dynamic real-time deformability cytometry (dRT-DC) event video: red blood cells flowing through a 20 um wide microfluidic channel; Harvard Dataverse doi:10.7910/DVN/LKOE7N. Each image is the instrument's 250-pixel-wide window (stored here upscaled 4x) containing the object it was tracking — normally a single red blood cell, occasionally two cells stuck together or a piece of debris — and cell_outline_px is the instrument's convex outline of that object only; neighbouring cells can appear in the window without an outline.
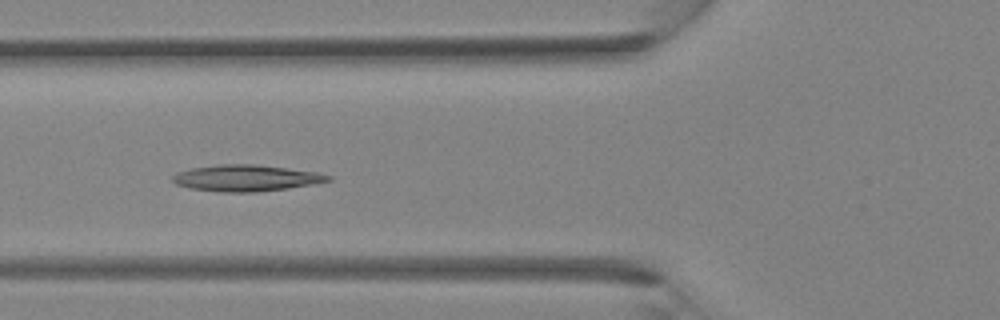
{"species": "Egyptian fruit bat (a non-hibernating species)", "species_latin": "Rousettus aegyptiacus", "temperature_condition": "room temperature", "stored_images_in_passage": 32, "camera_frame_rate_fps": 3000, "um_per_image_px": 0.085, "animal": {"sex": "female"}, "frame": {"image": 1, "passage_image": 9, "time_ms": 2.667, "image_size_px": [1000, 320], "cell_outline_px": [[332, 180], [312, 184], [288, 188], [256, 192], [220, 192], [188, 188], [176, 184], [172, 180], [172, 176], [176, 172], [192, 168], [220, 164], [256, 164], [320, 172], [332, 176]], "centroid_in_image_um": [20.92, 15.13], "position_along_channel_um": 104.9, "area_um2": 24.04}}
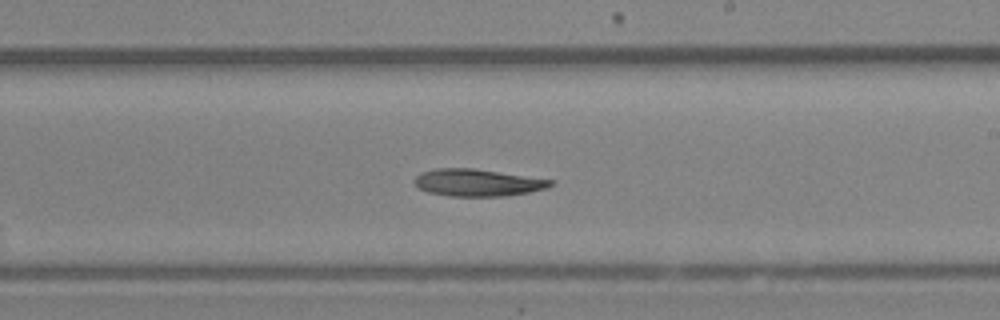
{"frame": {"image": 2, "passage_image": 17, "time_ms": 5.333, "image_size_px": [1000, 320], "cell_outline_px": [[556, 180], [548, 188], [508, 196], [448, 196], [428, 192], [416, 188], [412, 180], [420, 172], [436, 168], [472, 168]], "centroid_in_image_um": [40.56, 15.52], "position_along_channel_um": 248.4, "area_um2": 21.79}}
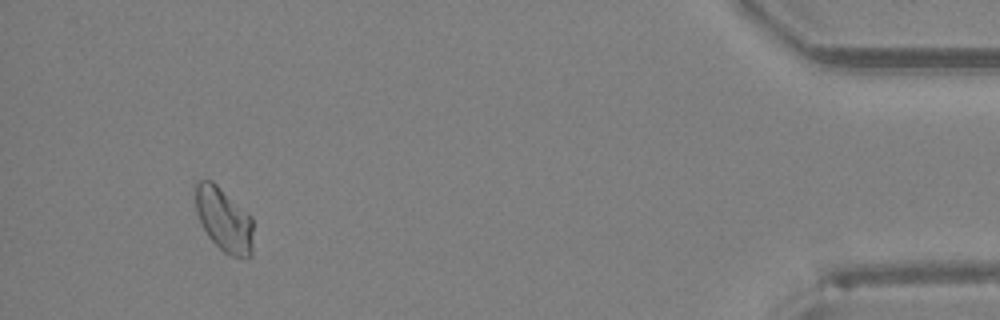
{"frame": {"image": 3, "passage_image": 30, "time_ms": 9.667, "image_size_px": [1000, 320], "cell_outline_px": [[252, 256], [248, 260], [244, 260], [232, 256], [224, 252], [208, 236], [196, 212], [192, 188], [196, 180], [212, 180], [252, 216]], "centroid_in_image_um": [19.01, 18.65], "position_along_channel_um": 416.2, "area_um2": 22.08}}